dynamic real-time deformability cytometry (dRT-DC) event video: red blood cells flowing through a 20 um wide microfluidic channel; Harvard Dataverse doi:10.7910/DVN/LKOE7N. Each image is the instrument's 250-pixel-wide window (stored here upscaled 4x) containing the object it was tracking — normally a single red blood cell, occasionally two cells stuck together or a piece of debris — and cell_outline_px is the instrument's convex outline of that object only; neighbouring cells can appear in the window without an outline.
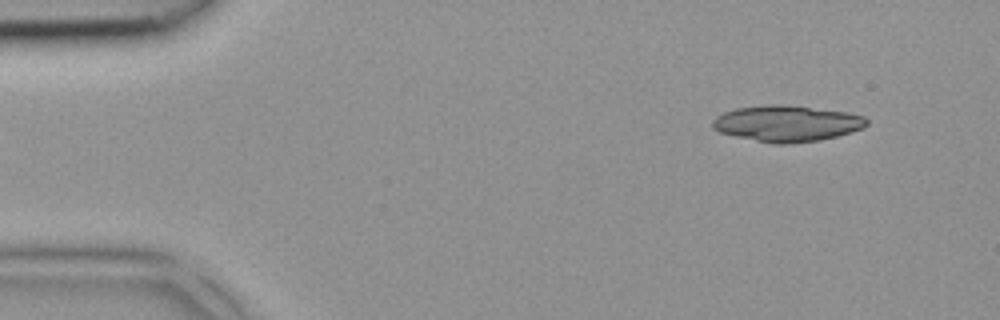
{"species": "common noctule bat (a hibernating species)", "species_latin": "Nyctalus noctula", "temperature_condition": "room temperature", "stored_images_in_passage": 3, "segment_of_instrument_passage": [2, 2], "camera_frame_rate_fps": 3000, "um_per_image_px": 0.085, "animal": {"sex": "female", "body_mass_g": 18.4}, "frame": {"image": 1, "passage_image": 3, "time_ms": 0.667, "image_size_px": [1000, 320], "cell_outline_px": [[868, 124], [864, 128], [836, 136], [820, 140], [788, 144], [772, 144], [736, 136], [720, 132], [712, 128], [712, 120], [716, 116], [724, 112], [736, 108], [772, 104], [780, 104], [848, 112], [864, 116], [868, 120]], "centroid_in_image_um": [66.88, 10.5], "position_along_channel_um": 18.1, "area_um2": 32.43}}